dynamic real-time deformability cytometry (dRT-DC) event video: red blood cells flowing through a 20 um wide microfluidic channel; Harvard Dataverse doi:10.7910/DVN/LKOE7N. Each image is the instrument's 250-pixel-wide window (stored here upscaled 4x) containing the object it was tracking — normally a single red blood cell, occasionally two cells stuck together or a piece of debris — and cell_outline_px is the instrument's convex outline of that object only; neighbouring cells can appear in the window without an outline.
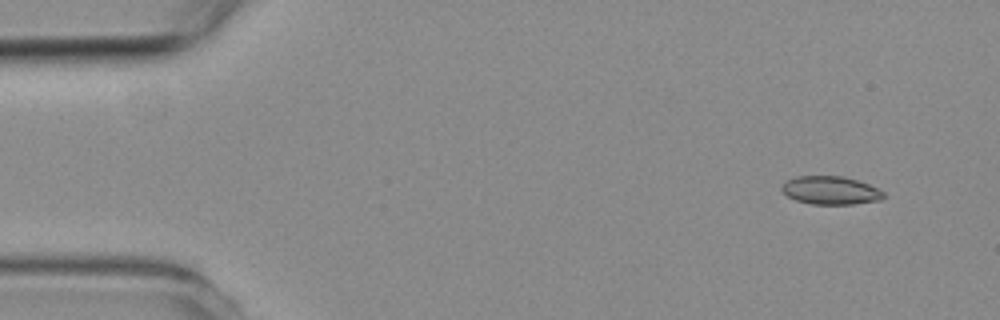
{"species": "common noctule bat (a hibernating species)", "species_latin": "Nyctalus noctula", "temperature_condition": "room temperature", "stored_images_in_passage": 4, "camera_frame_rate_fps": 3000, "um_per_image_px": 0.085, "animal": {"sex": "female", "body_mass_g": 19.3, "forearm_length_mm": 54.1}, "frame": {"image": 1, "passage_image": 1, "time_ms": 0.0, "image_size_px": [1000, 320], "cell_outline_px": [[884, 196], [880, 200], [852, 204], [812, 204], [796, 200], [788, 196], [780, 188], [788, 180], [796, 176], [844, 176], [868, 184], [884, 192]], "centroid_in_image_um": [70.6, 16.18], "position_along_channel_um": 14.4, "area_um2": 16.53}}
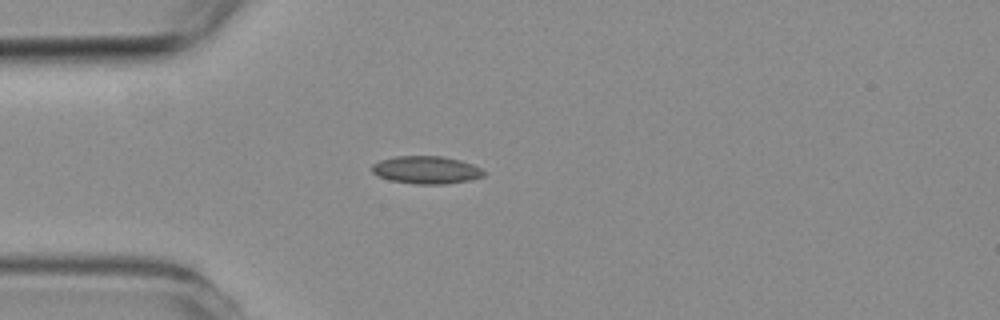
{"frame": {"image": 2, "passage_image": 4, "time_ms": 3.333, "image_size_px": [1000, 320], "cell_outline_px": [[484, 176], [468, 180], [444, 184], [416, 184], [388, 180], [376, 176], [372, 172], [372, 164], [380, 160], [396, 156], [444, 156], [460, 160], [472, 164], [480, 168], [484, 172]], "centroid_in_image_um": [36.19, 14.44], "position_along_channel_um": 48.8, "area_um2": 18.09}}